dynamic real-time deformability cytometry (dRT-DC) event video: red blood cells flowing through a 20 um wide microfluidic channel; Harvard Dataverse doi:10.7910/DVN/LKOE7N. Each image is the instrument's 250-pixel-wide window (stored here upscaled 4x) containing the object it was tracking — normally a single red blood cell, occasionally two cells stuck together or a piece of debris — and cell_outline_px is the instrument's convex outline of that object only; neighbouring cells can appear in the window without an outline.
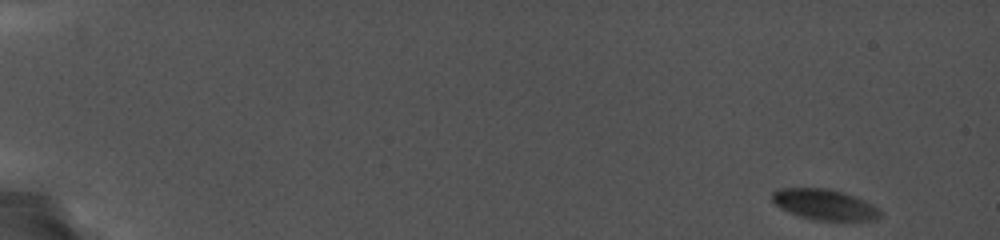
{"species": "common noctule bat (a hibernating species)", "species_latin": "Nyctalus noctula", "temperature_condition": "cold", "stored_images_in_passage": 76, "camera_frame_rate_fps": 5000, "um_per_image_px": 0.085, "animal": {"sex": "female", "body_mass_g": 19.0, "forearm_length_mm": 56.7}, "frame": {"image": 1, "passage_image": 1, "time_ms": 0.0, "image_size_px": [1000, 240], "cell_outline_px": [[884, 212], [876, 220], [812, 220], [800, 216], [780, 208], [772, 200], [772, 192], [780, 188], [828, 188], [844, 192], [856, 196], [880, 208]], "centroid_in_image_um": [70.13, 17.38], "position_along_channel_um": 14.9, "area_um2": 19.48}}
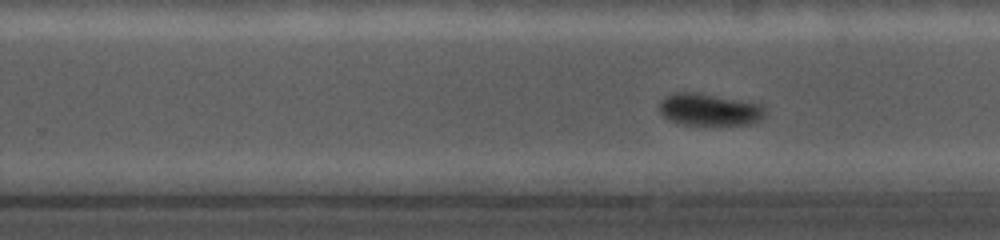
{"frame": {"image": 2, "passage_image": 59, "time_ms": 11.6, "image_size_px": [1000, 240], "cell_outline_px": [[764, 116], [760, 120], [752, 124], [680, 124], [668, 120], [660, 112], [660, 100], [664, 96], [672, 92], [696, 92], [740, 100], [760, 104], [764, 108]], "centroid_in_image_um": [60.25, 9.3], "position_along_channel_um": 269.6, "area_um2": 19.71}}
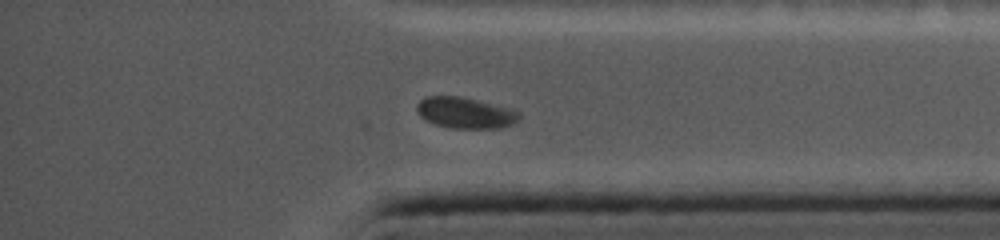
{"frame": {"image": 3, "passage_image": 76, "time_ms": 15.0, "image_size_px": [1000, 240], "cell_outline_px": [[520, 116], [512, 124], [500, 128], [452, 128], [436, 124], [420, 116], [416, 108], [416, 104], [420, 100], [428, 96], [460, 96], [508, 108], [520, 112]], "centroid_in_image_um": [39.53, 9.59], "position_along_channel_um": 395.7, "area_um2": 18.21}}